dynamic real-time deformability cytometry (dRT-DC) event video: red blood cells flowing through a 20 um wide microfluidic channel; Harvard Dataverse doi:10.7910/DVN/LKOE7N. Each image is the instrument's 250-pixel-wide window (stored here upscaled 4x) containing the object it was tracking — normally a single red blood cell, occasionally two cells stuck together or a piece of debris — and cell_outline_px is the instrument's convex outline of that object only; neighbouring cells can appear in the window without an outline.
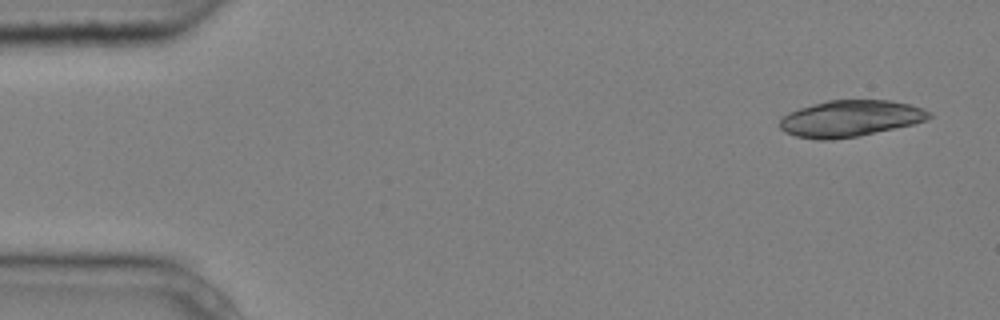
{"species": "common noctule bat (a hibernating species)", "species_latin": "Nyctalus noctula", "temperature_condition": "cold", "stored_images_in_passage": 5, "camera_frame_rate_fps": 3000, "um_per_image_px": 0.085, "animal": {"sex": "male", "body_mass_g": 20.4}, "frame": {"image": 1, "passage_image": 1, "time_ms": 0.0, "image_size_px": [1000, 320], "cell_outline_px": [[932, 116], [924, 120], [912, 124], [856, 136], [832, 140], [816, 140], [796, 136], [784, 132], [780, 128], [780, 120], [788, 112], [800, 108], [828, 100], [888, 100], [908, 104], [924, 108], [932, 112]], "centroid_in_image_um": [72.25, 10.07], "position_along_channel_um": 12.8, "area_um2": 31.44}}